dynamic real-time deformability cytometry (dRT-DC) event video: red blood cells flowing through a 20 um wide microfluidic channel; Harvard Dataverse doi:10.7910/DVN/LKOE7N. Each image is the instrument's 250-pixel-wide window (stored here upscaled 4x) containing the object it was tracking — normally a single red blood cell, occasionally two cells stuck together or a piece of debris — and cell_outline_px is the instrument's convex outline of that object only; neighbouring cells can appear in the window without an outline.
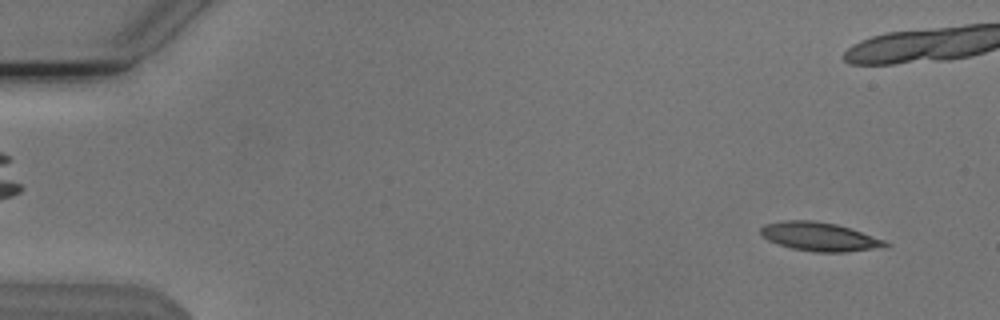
{"species": "Egyptian fruit bat (a non-hibernating species)", "species_latin": "Rousettus aegyptiacus", "temperature_condition": "cold", "stored_images_in_passage": 12, "camera_frame_rate_fps": 3000, "um_per_image_px": 0.085, "animal": {"sex": "male"}, "frame": {"image": 1, "passage_image": 3, "time_ms": 0.667, "image_size_px": [1000, 320], "cell_outline_px": [[892, 244], [872, 248], [848, 252], [816, 252], [792, 248], [768, 240], [760, 236], [760, 228], [764, 224], [784, 220], [812, 220], [836, 224], [884, 240]], "centroid_in_image_um": [69.58, 20.11], "position_along_channel_um": 15.4, "area_um2": 20.52}}